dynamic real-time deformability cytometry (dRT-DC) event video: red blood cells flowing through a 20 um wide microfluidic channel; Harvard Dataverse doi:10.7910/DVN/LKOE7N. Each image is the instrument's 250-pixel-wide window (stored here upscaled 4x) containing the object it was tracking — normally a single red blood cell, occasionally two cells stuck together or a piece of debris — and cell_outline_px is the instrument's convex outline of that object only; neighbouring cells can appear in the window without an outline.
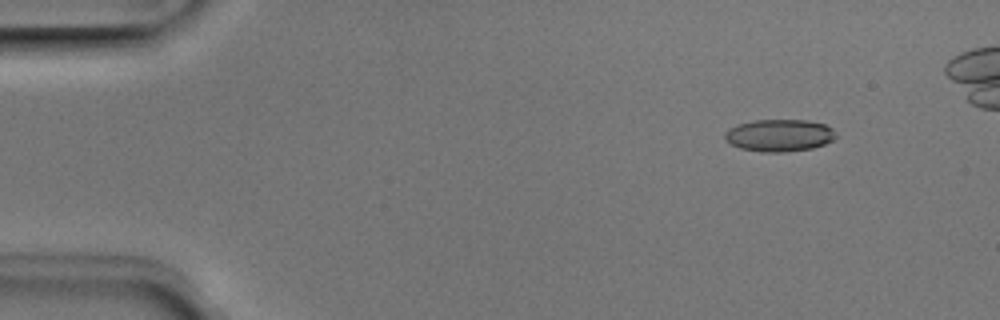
{"species": "Egyptian fruit bat (a non-hibernating species)", "species_latin": "Rousettus aegyptiacus", "temperature_condition": "room temperature", "stored_images_in_passage": 6, "camera_frame_rate_fps": 3000, "um_per_image_px": 0.085, "animal": {"sex": "male"}, "frame": {"image": 1, "passage_image": 1, "time_ms": 0.0, "image_size_px": [1000, 320], "cell_outline_px": [[836, 136], [832, 140], [824, 144], [812, 148], [784, 152], [760, 152], [740, 148], [724, 140], [724, 132], [728, 128], [736, 124], [752, 120], [808, 120], [824, 124], [832, 128], [836, 132]], "centroid_in_image_um": [66.2, 11.5], "position_along_channel_um": 18.8, "area_um2": 21.04}}
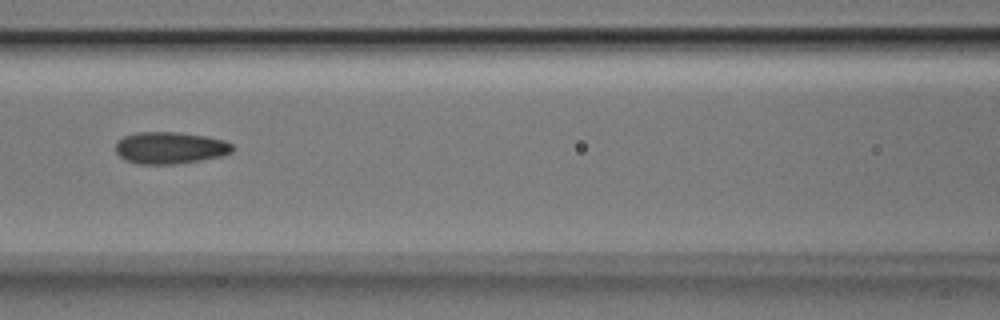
{"frame": {"image": 2, "passage_image": 6, "time_ms": 1.667, "image_size_px": [1000, 320], "cell_outline_px": [[232, 152], [224, 156], [176, 164], [136, 164], [124, 160], [116, 152], [116, 144], [124, 136], [140, 132], [176, 132], [204, 136], [224, 140], [232, 144]], "centroid_in_image_um": [14.46, 12.58], "position_along_channel_um": 152.1, "area_um2": 21.68}}